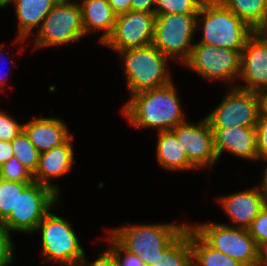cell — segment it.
Masks as SVG:
<instances>
[{
	"mask_svg": "<svg viewBox=\"0 0 267 266\" xmlns=\"http://www.w3.org/2000/svg\"><path fill=\"white\" fill-rule=\"evenodd\" d=\"M156 0H132L131 11H143L147 13H154V7Z\"/></svg>",
	"mask_w": 267,
	"mask_h": 266,
	"instance_id": "e575fe53",
	"label": "cell"
},
{
	"mask_svg": "<svg viewBox=\"0 0 267 266\" xmlns=\"http://www.w3.org/2000/svg\"><path fill=\"white\" fill-rule=\"evenodd\" d=\"M190 226L214 249L244 266H262L261 249L248 229L229 224L205 223Z\"/></svg>",
	"mask_w": 267,
	"mask_h": 266,
	"instance_id": "8992f818",
	"label": "cell"
},
{
	"mask_svg": "<svg viewBox=\"0 0 267 266\" xmlns=\"http://www.w3.org/2000/svg\"><path fill=\"white\" fill-rule=\"evenodd\" d=\"M59 0H14L18 33L16 40L24 42L35 27L39 28L44 18Z\"/></svg>",
	"mask_w": 267,
	"mask_h": 266,
	"instance_id": "ffe728a7",
	"label": "cell"
},
{
	"mask_svg": "<svg viewBox=\"0 0 267 266\" xmlns=\"http://www.w3.org/2000/svg\"><path fill=\"white\" fill-rule=\"evenodd\" d=\"M220 199V200H219ZM218 199L230 220L237 227L248 228L267 203L260 187L246 189Z\"/></svg>",
	"mask_w": 267,
	"mask_h": 266,
	"instance_id": "9a60e30c",
	"label": "cell"
},
{
	"mask_svg": "<svg viewBox=\"0 0 267 266\" xmlns=\"http://www.w3.org/2000/svg\"><path fill=\"white\" fill-rule=\"evenodd\" d=\"M256 128L257 160L267 158V116L260 111Z\"/></svg>",
	"mask_w": 267,
	"mask_h": 266,
	"instance_id": "d6a6232c",
	"label": "cell"
},
{
	"mask_svg": "<svg viewBox=\"0 0 267 266\" xmlns=\"http://www.w3.org/2000/svg\"><path fill=\"white\" fill-rule=\"evenodd\" d=\"M108 2L116 15L131 11L132 0H108Z\"/></svg>",
	"mask_w": 267,
	"mask_h": 266,
	"instance_id": "d590c367",
	"label": "cell"
},
{
	"mask_svg": "<svg viewBox=\"0 0 267 266\" xmlns=\"http://www.w3.org/2000/svg\"><path fill=\"white\" fill-rule=\"evenodd\" d=\"M190 245L193 252V266H244L210 246L191 226Z\"/></svg>",
	"mask_w": 267,
	"mask_h": 266,
	"instance_id": "603a6c76",
	"label": "cell"
},
{
	"mask_svg": "<svg viewBox=\"0 0 267 266\" xmlns=\"http://www.w3.org/2000/svg\"><path fill=\"white\" fill-rule=\"evenodd\" d=\"M261 111V99L257 92L229 86L221 103L206 116L211 128H255Z\"/></svg>",
	"mask_w": 267,
	"mask_h": 266,
	"instance_id": "8fae6325",
	"label": "cell"
},
{
	"mask_svg": "<svg viewBox=\"0 0 267 266\" xmlns=\"http://www.w3.org/2000/svg\"><path fill=\"white\" fill-rule=\"evenodd\" d=\"M263 32H264L265 35L267 36V27L263 30Z\"/></svg>",
	"mask_w": 267,
	"mask_h": 266,
	"instance_id": "7bdbcfd3",
	"label": "cell"
},
{
	"mask_svg": "<svg viewBox=\"0 0 267 266\" xmlns=\"http://www.w3.org/2000/svg\"><path fill=\"white\" fill-rule=\"evenodd\" d=\"M107 240L112 244L108 250L113 254L117 266H146L140 256L125 250L110 234H108Z\"/></svg>",
	"mask_w": 267,
	"mask_h": 266,
	"instance_id": "f1b7e54d",
	"label": "cell"
},
{
	"mask_svg": "<svg viewBox=\"0 0 267 266\" xmlns=\"http://www.w3.org/2000/svg\"><path fill=\"white\" fill-rule=\"evenodd\" d=\"M72 1L59 0L54 5L38 28L33 51L76 42L85 35L81 6L78 1Z\"/></svg>",
	"mask_w": 267,
	"mask_h": 266,
	"instance_id": "ba28073f",
	"label": "cell"
},
{
	"mask_svg": "<svg viewBox=\"0 0 267 266\" xmlns=\"http://www.w3.org/2000/svg\"><path fill=\"white\" fill-rule=\"evenodd\" d=\"M11 144L14 157L34 174L38 168L40 152L29 140L26 133L22 131L11 141Z\"/></svg>",
	"mask_w": 267,
	"mask_h": 266,
	"instance_id": "d4e9b609",
	"label": "cell"
},
{
	"mask_svg": "<svg viewBox=\"0 0 267 266\" xmlns=\"http://www.w3.org/2000/svg\"><path fill=\"white\" fill-rule=\"evenodd\" d=\"M13 156L11 141L0 140V166Z\"/></svg>",
	"mask_w": 267,
	"mask_h": 266,
	"instance_id": "8d00e7d4",
	"label": "cell"
},
{
	"mask_svg": "<svg viewBox=\"0 0 267 266\" xmlns=\"http://www.w3.org/2000/svg\"><path fill=\"white\" fill-rule=\"evenodd\" d=\"M24 124H19L12 117L0 111V140L12 141L23 131Z\"/></svg>",
	"mask_w": 267,
	"mask_h": 266,
	"instance_id": "4dcf8cb0",
	"label": "cell"
},
{
	"mask_svg": "<svg viewBox=\"0 0 267 266\" xmlns=\"http://www.w3.org/2000/svg\"><path fill=\"white\" fill-rule=\"evenodd\" d=\"M79 4L85 35L97 29L105 31L99 38V42L103 44L113 31L117 15L108 0H82Z\"/></svg>",
	"mask_w": 267,
	"mask_h": 266,
	"instance_id": "d6986e66",
	"label": "cell"
},
{
	"mask_svg": "<svg viewBox=\"0 0 267 266\" xmlns=\"http://www.w3.org/2000/svg\"><path fill=\"white\" fill-rule=\"evenodd\" d=\"M196 18L197 15H156L152 45L168 58L184 64L193 48Z\"/></svg>",
	"mask_w": 267,
	"mask_h": 266,
	"instance_id": "9c48e42d",
	"label": "cell"
},
{
	"mask_svg": "<svg viewBox=\"0 0 267 266\" xmlns=\"http://www.w3.org/2000/svg\"><path fill=\"white\" fill-rule=\"evenodd\" d=\"M59 196L38 182H18V201L10 215L1 223L10 233L35 232L44 216L51 210Z\"/></svg>",
	"mask_w": 267,
	"mask_h": 266,
	"instance_id": "5b68a950",
	"label": "cell"
},
{
	"mask_svg": "<svg viewBox=\"0 0 267 266\" xmlns=\"http://www.w3.org/2000/svg\"><path fill=\"white\" fill-rule=\"evenodd\" d=\"M76 266H117V264L113 257V254L108 249H106L100 255V257L95 260V262L90 264L88 263L84 253V256L80 259Z\"/></svg>",
	"mask_w": 267,
	"mask_h": 266,
	"instance_id": "836d02e7",
	"label": "cell"
},
{
	"mask_svg": "<svg viewBox=\"0 0 267 266\" xmlns=\"http://www.w3.org/2000/svg\"><path fill=\"white\" fill-rule=\"evenodd\" d=\"M261 99V111L267 116V91L259 93Z\"/></svg>",
	"mask_w": 267,
	"mask_h": 266,
	"instance_id": "74e56055",
	"label": "cell"
},
{
	"mask_svg": "<svg viewBox=\"0 0 267 266\" xmlns=\"http://www.w3.org/2000/svg\"><path fill=\"white\" fill-rule=\"evenodd\" d=\"M262 266H267V243L261 248Z\"/></svg>",
	"mask_w": 267,
	"mask_h": 266,
	"instance_id": "ab89813d",
	"label": "cell"
},
{
	"mask_svg": "<svg viewBox=\"0 0 267 266\" xmlns=\"http://www.w3.org/2000/svg\"><path fill=\"white\" fill-rule=\"evenodd\" d=\"M11 233L0 224V266H9L13 262V244Z\"/></svg>",
	"mask_w": 267,
	"mask_h": 266,
	"instance_id": "1f68e13d",
	"label": "cell"
},
{
	"mask_svg": "<svg viewBox=\"0 0 267 266\" xmlns=\"http://www.w3.org/2000/svg\"><path fill=\"white\" fill-rule=\"evenodd\" d=\"M0 178L6 181L34 182L33 174L14 156L0 166Z\"/></svg>",
	"mask_w": 267,
	"mask_h": 266,
	"instance_id": "83f0119b",
	"label": "cell"
},
{
	"mask_svg": "<svg viewBox=\"0 0 267 266\" xmlns=\"http://www.w3.org/2000/svg\"><path fill=\"white\" fill-rule=\"evenodd\" d=\"M171 131L176 135L189 163L195 169H210L218 161L214 148V133L206 117L196 124L184 121Z\"/></svg>",
	"mask_w": 267,
	"mask_h": 266,
	"instance_id": "4fadbf2b",
	"label": "cell"
},
{
	"mask_svg": "<svg viewBox=\"0 0 267 266\" xmlns=\"http://www.w3.org/2000/svg\"><path fill=\"white\" fill-rule=\"evenodd\" d=\"M151 266H193L190 225L159 254Z\"/></svg>",
	"mask_w": 267,
	"mask_h": 266,
	"instance_id": "cb8c5ba5",
	"label": "cell"
},
{
	"mask_svg": "<svg viewBox=\"0 0 267 266\" xmlns=\"http://www.w3.org/2000/svg\"><path fill=\"white\" fill-rule=\"evenodd\" d=\"M188 224H134L117 229H107L109 234L128 252L140 256L146 266H151L186 228Z\"/></svg>",
	"mask_w": 267,
	"mask_h": 266,
	"instance_id": "3957f363",
	"label": "cell"
},
{
	"mask_svg": "<svg viewBox=\"0 0 267 266\" xmlns=\"http://www.w3.org/2000/svg\"><path fill=\"white\" fill-rule=\"evenodd\" d=\"M204 1L205 0H156L154 13L156 15H197Z\"/></svg>",
	"mask_w": 267,
	"mask_h": 266,
	"instance_id": "484cf974",
	"label": "cell"
},
{
	"mask_svg": "<svg viewBox=\"0 0 267 266\" xmlns=\"http://www.w3.org/2000/svg\"><path fill=\"white\" fill-rule=\"evenodd\" d=\"M262 160L267 162V158L262 159ZM264 172L265 173H264V177H263V182H262L261 186H259V187L264 192V194L267 196V166H266Z\"/></svg>",
	"mask_w": 267,
	"mask_h": 266,
	"instance_id": "f35d334b",
	"label": "cell"
},
{
	"mask_svg": "<svg viewBox=\"0 0 267 266\" xmlns=\"http://www.w3.org/2000/svg\"><path fill=\"white\" fill-rule=\"evenodd\" d=\"M200 18L203 37L198 43L242 51L247 40L256 32L219 0L203 2L196 18V30H199Z\"/></svg>",
	"mask_w": 267,
	"mask_h": 266,
	"instance_id": "7a4b0ae2",
	"label": "cell"
},
{
	"mask_svg": "<svg viewBox=\"0 0 267 266\" xmlns=\"http://www.w3.org/2000/svg\"><path fill=\"white\" fill-rule=\"evenodd\" d=\"M5 87L6 86V82H5V80L3 79V76L2 75H0V89H1V91H2V87Z\"/></svg>",
	"mask_w": 267,
	"mask_h": 266,
	"instance_id": "b9f144b4",
	"label": "cell"
},
{
	"mask_svg": "<svg viewBox=\"0 0 267 266\" xmlns=\"http://www.w3.org/2000/svg\"><path fill=\"white\" fill-rule=\"evenodd\" d=\"M156 149V159L163 168L170 171L195 169L171 130L158 132Z\"/></svg>",
	"mask_w": 267,
	"mask_h": 266,
	"instance_id": "44dd1931",
	"label": "cell"
},
{
	"mask_svg": "<svg viewBox=\"0 0 267 266\" xmlns=\"http://www.w3.org/2000/svg\"><path fill=\"white\" fill-rule=\"evenodd\" d=\"M241 51L208 44L193 45L189 59L183 64L208 80H222L236 87L240 76Z\"/></svg>",
	"mask_w": 267,
	"mask_h": 266,
	"instance_id": "30bf717a",
	"label": "cell"
},
{
	"mask_svg": "<svg viewBox=\"0 0 267 266\" xmlns=\"http://www.w3.org/2000/svg\"><path fill=\"white\" fill-rule=\"evenodd\" d=\"M155 23V13L129 11L117 15L113 31L103 45L117 52L151 45Z\"/></svg>",
	"mask_w": 267,
	"mask_h": 266,
	"instance_id": "7c38bea8",
	"label": "cell"
},
{
	"mask_svg": "<svg viewBox=\"0 0 267 266\" xmlns=\"http://www.w3.org/2000/svg\"><path fill=\"white\" fill-rule=\"evenodd\" d=\"M123 59L124 74L130 96L164 86L172 81L168 72V57L152 44L118 52Z\"/></svg>",
	"mask_w": 267,
	"mask_h": 266,
	"instance_id": "277c9868",
	"label": "cell"
},
{
	"mask_svg": "<svg viewBox=\"0 0 267 266\" xmlns=\"http://www.w3.org/2000/svg\"><path fill=\"white\" fill-rule=\"evenodd\" d=\"M214 133V148L218 159L223 151L247 160H257L256 128L229 127L211 128Z\"/></svg>",
	"mask_w": 267,
	"mask_h": 266,
	"instance_id": "e0dca14e",
	"label": "cell"
},
{
	"mask_svg": "<svg viewBox=\"0 0 267 266\" xmlns=\"http://www.w3.org/2000/svg\"><path fill=\"white\" fill-rule=\"evenodd\" d=\"M130 97L123 105L122 112L134 128L152 127L162 132L172 130L187 121L173 81Z\"/></svg>",
	"mask_w": 267,
	"mask_h": 266,
	"instance_id": "6da1fadb",
	"label": "cell"
},
{
	"mask_svg": "<svg viewBox=\"0 0 267 266\" xmlns=\"http://www.w3.org/2000/svg\"><path fill=\"white\" fill-rule=\"evenodd\" d=\"M36 231H41L42 255L46 257L41 263L52 261L63 266H76L84 256L85 251L69 221L50 211L39 223Z\"/></svg>",
	"mask_w": 267,
	"mask_h": 266,
	"instance_id": "52a82bcc",
	"label": "cell"
},
{
	"mask_svg": "<svg viewBox=\"0 0 267 266\" xmlns=\"http://www.w3.org/2000/svg\"><path fill=\"white\" fill-rule=\"evenodd\" d=\"M14 0H0V8H3L13 2Z\"/></svg>",
	"mask_w": 267,
	"mask_h": 266,
	"instance_id": "60d3db41",
	"label": "cell"
},
{
	"mask_svg": "<svg viewBox=\"0 0 267 266\" xmlns=\"http://www.w3.org/2000/svg\"><path fill=\"white\" fill-rule=\"evenodd\" d=\"M23 131L40 153L62 145L72 136L65 122L55 117H35L24 124Z\"/></svg>",
	"mask_w": 267,
	"mask_h": 266,
	"instance_id": "ac0fdd59",
	"label": "cell"
},
{
	"mask_svg": "<svg viewBox=\"0 0 267 266\" xmlns=\"http://www.w3.org/2000/svg\"><path fill=\"white\" fill-rule=\"evenodd\" d=\"M18 201V182L0 178V224L10 215Z\"/></svg>",
	"mask_w": 267,
	"mask_h": 266,
	"instance_id": "4316f807",
	"label": "cell"
},
{
	"mask_svg": "<svg viewBox=\"0 0 267 266\" xmlns=\"http://www.w3.org/2000/svg\"><path fill=\"white\" fill-rule=\"evenodd\" d=\"M71 136L65 143L40 153L38 168L33 174L34 181L52 189L59 196V188L50 179L61 177L71 170L74 150Z\"/></svg>",
	"mask_w": 267,
	"mask_h": 266,
	"instance_id": "2e32d148",
	"label": "cell"
},
{
	"mask_svg": "<svg viewBox=\"0 0 267 266\" xmlns=\"http://www.w3.org/2000/svg\"><path fill=\"white\" fill-rule=\"evenodd\" d=\"M254 31L267 27V0H219Z\"/></svg>",
	"mask_w": 267,
	"mask_h": 266,
	"instance_id": "7402d4cb",
	"label": "cell"
},
{
	"mask_svg": "<svg viewBox=\"0 0 267 266\" xmlns=\"http://www.w3.org/2000/svg\"><path fill=\"white\" fill-rule=\"evenodd\" d=\"M244 82L237 88L261 93L267 91V36L256 31L241 51L240 76Z\"/></svg>",
	"mask_w": 267,
	"mask_h": 266,
	"instance_id": "5bb4252c",
	"label": "cell"
},
{
	"mask_svg": "<svg viewBox=\"0 0 267 266\" xmlns=\"http://www.w3.org/2000/svg\"><path fill=\"white\" fill-rule=\"evenodd\" d=\"M247 229L261 249L267 243V203Z\"/></svg>",
	"mask_w": 267,
	"mask_h": 266,
	"instance_id": "f546056e",
	"label": "cell"
}]
</instances>
